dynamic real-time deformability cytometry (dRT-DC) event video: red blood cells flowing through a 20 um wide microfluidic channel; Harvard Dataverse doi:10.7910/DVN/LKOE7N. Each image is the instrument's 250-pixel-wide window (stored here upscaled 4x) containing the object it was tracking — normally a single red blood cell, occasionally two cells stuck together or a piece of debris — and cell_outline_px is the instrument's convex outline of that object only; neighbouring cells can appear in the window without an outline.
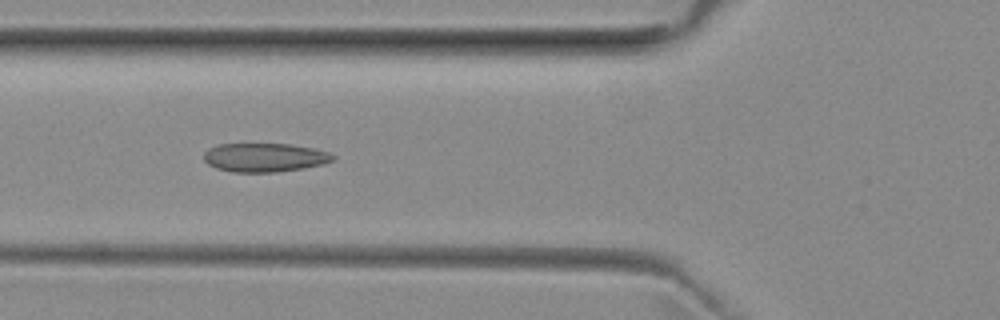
{"species": "common noctule bat (a hibernating species)", "species_latin": "Nyctalus noctula", "temperature_condition": "room temperature", "stored_images_in_passage": 41, "camera_frame_rate_fps": 3000, "um_per_image_px": 0.085, "animal": {"sex": "female", "body_mass_g": 29.2, "forearm_length_mm": 56.3}, "frame": {"image": 1, "passage_image": 11, "time_ms": 3.333, "image_size_px": [1000, 320], "cell_outline_px": [[336, 156], [332, 160], [324, 164], [304, 168], [276, 172], [232, 172], [216, 168], [208, 164], [204, 160], [204, 152], [208, 148], [220, 144], [292, 144], [312, 148], [328, 152]], "centroid_in_image_um": [22.48, 13.39], "position_along_channel_um": 103.3, "area_um2": 21.68}}
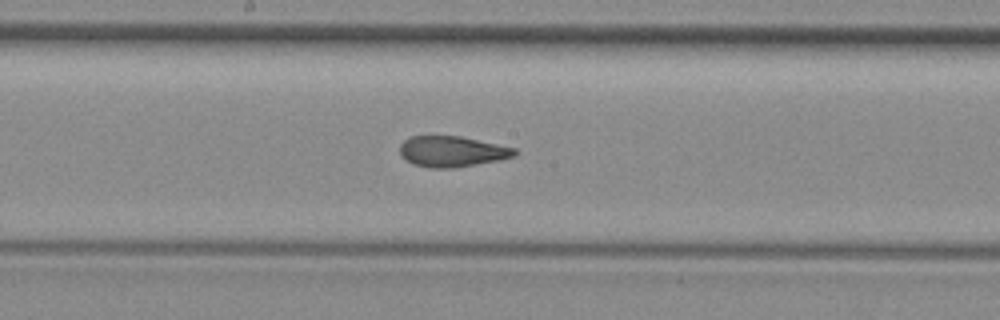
{"frame": {"image": 2, "passage_image": 19, "time_ms": 6.0, "image_size_px": [1000, 320], "cell_outline_px": [[516, 156], [500, 160], [452, 168], [428, 168], [412, 164], [400, 156], [400, 144], [404, 140], [412, 136], [460, 136], [516, 148]], "centroid_in_image_um": [38.4, 12.88], "position_along_channel_um": 209.8, "area_um2": 20.63}}
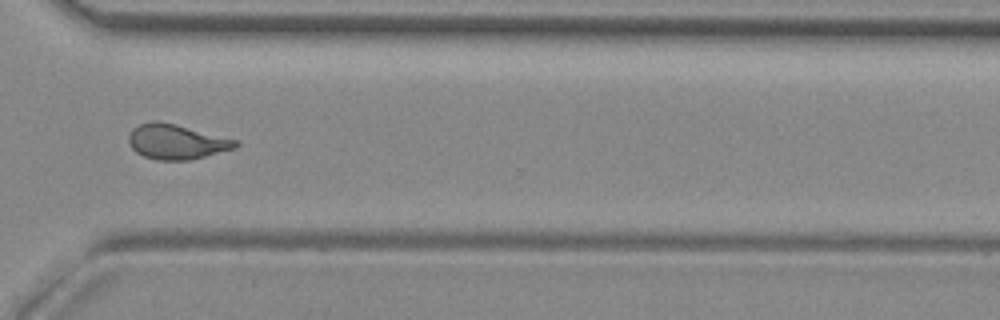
{"frame": {"image": 3, "passage_image": 30, "time_ms": 9.667, "image_size_px": [1000, 320], "cell_outline_px": [[240, 144], [236, 148], [188, 160], [156, 160], [144, 156], [136, 152], [132, 148], [128, 140], [128, 136], [132, 128], [140, 124], [152, 120], [156, 120], [176, 124], [236, 140]], "centroid_in_image_um": [14.96, 12.04], "position_along_channel_um": 355.6, "area_um2": 21.62}, "authors_computed_cell_mechanics": {"area_um2": 21.4438, "velocity_mm_per_s": 3.9868, "shape_relaxation_time_tau1_ms": null, "shape_relaxation_time_tau2_ms": 1.2068, "deformation_change_tau1": null, "deformation_change_tau2": 0.0808}}